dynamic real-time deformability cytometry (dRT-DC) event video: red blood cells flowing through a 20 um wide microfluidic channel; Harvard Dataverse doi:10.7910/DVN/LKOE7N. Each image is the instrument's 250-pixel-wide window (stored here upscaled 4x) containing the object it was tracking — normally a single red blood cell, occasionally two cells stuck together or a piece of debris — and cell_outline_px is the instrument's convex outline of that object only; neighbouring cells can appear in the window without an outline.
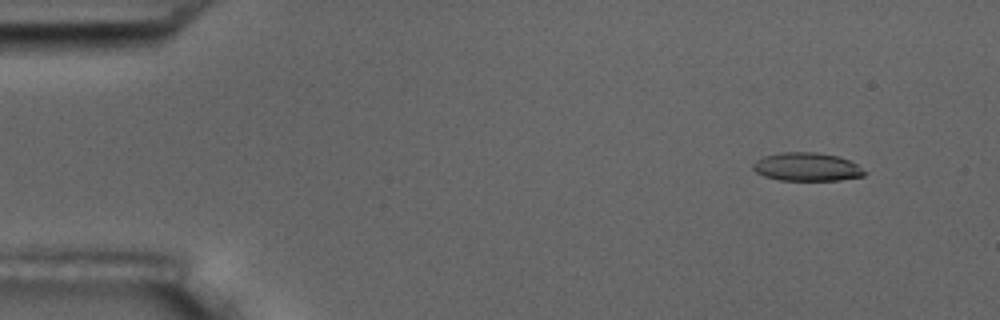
{"species": "common noctule bat (a hibernating species)", "species_latin": "Nyctalus noctula", "temperature_condition": "room temperature", "stored_images_in_passage": 5, "camera_frame_rate_fps": 3000, "um_per_image_px": 0.085, "animal": {"sex": "male", "body_mass_g": 17.5, "forearm_length_mm": 52.3}, "frame": {"image": 1, "passage_image": 2, "time_ms": 1.0, "image_size_px": [1000, 320], "cell_outline_px": [[868, 172], [864, 176], [840, 180], [780, 180], [764, 176], [756, 172], [752, 168], [752, 164], [756, 160], [764, 156], [780, 152], [816, 152], [840, 156], [856, 164]], "centroid_in_image_um": [68.59, 14.18], "position_along_channel_um": 16.4, "area_um2": 18.55}}
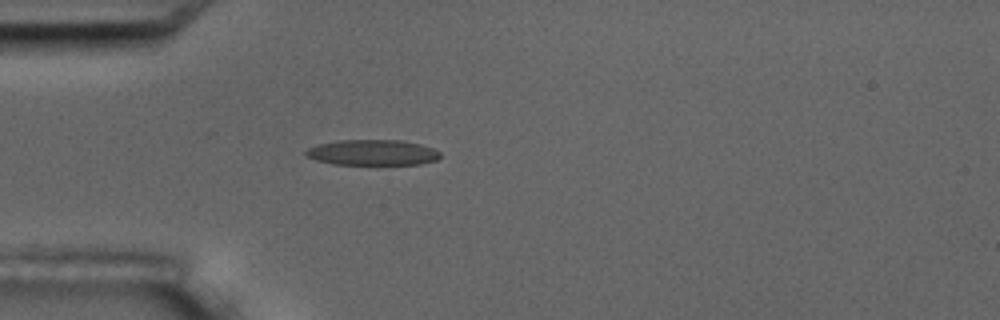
{"frame": {"image": 2, "passage_image": 5, "time_ms": 4.667, "image_size_px": [1000, 320], "cell_outline_px": [[440, 156], [436, 160], [420, 164], [332, 164], [316, 160], [308, 156], [304, 152], [308, 148], [320, 144], [340, 140], [400, 140], [420, 144], [432, 148], [440, 152]], "centroid_in_image_um": [31.67, 12.96], "position_along_channel_um": 53.3, "area_um2": 19.83}}